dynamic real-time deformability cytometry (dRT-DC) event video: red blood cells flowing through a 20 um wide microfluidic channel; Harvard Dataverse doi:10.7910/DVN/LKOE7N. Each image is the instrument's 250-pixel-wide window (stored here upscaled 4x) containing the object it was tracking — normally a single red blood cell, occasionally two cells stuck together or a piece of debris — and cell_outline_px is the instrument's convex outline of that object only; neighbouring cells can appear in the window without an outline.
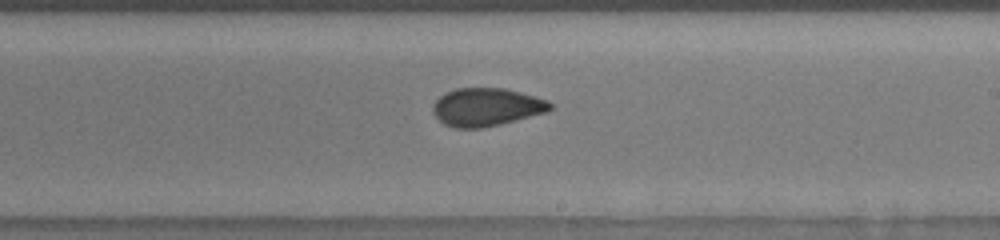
{"species": "human", "species_latin": "Homo sapiens", "temperature_condition": "room temperature", "stored_images_in_passage": 29, "camera_frame_rate_fps": 3000, "um_per_image_px": 0.085, "donor": {"sex": "male"}, "frame": {"image": 1, "passage_image": 17, "time_ms": 7.0, "image_size_px": [1000, 240], "cell_outline_px": [[552, 108], [544, 112], [500, 124], [480, 128], [456, 128], [444, 124], [432, 112], [432, 104], [440, 96], [456, 88], [504, 88], [520, 92], [548, 100], [552, 104]], "centroid_in_image_um": [41.32, 9.09], "position_along_channel_um": 247.7, "area_um2": 25.72}}